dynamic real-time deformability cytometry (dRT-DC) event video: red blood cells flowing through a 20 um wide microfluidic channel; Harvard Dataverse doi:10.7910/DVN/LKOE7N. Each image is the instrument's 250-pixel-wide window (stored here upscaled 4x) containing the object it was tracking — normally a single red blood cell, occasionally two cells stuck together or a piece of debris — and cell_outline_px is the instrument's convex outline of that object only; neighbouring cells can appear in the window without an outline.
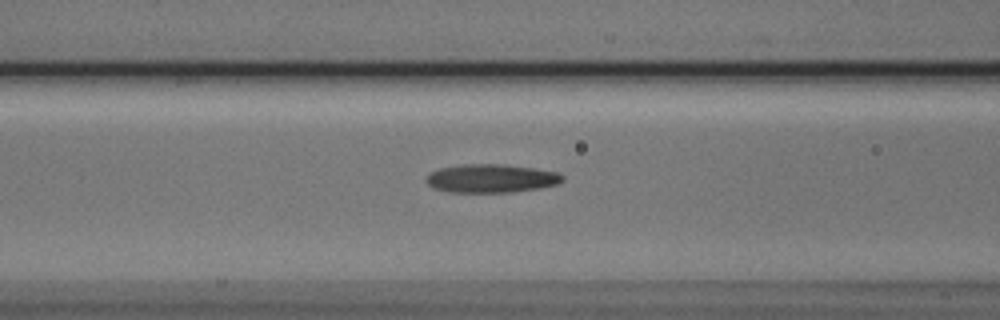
{"species": "Egyptian fruit bat (a non-hibernating species)", "species_latin": "Rousettus aegyptiacus", "temperature_condition": "cold", "stored_images_in_passage": 34, "camera_frame_rate_fps": 3000, "um_per_image_px": 0.085, "animal": {"sex": "male"}, "frame": {"image": 1, "passage_image": 5, "time_ms": 1.333, "image_size_px": [1000, 320], "cell_outline_px": [[564, 180], [560, 184], [540, 188], [512, 192], [448, 192], [432, 188], [424, 180], [428, 172], [440, 168], [460, 164], [504, 164], [536, 168], [560, 172], [564, 176]], "centroid_in_image_um": [41.76, 15.16], "position_along_channel_um": 124.8, "area_um2": 23.12}}
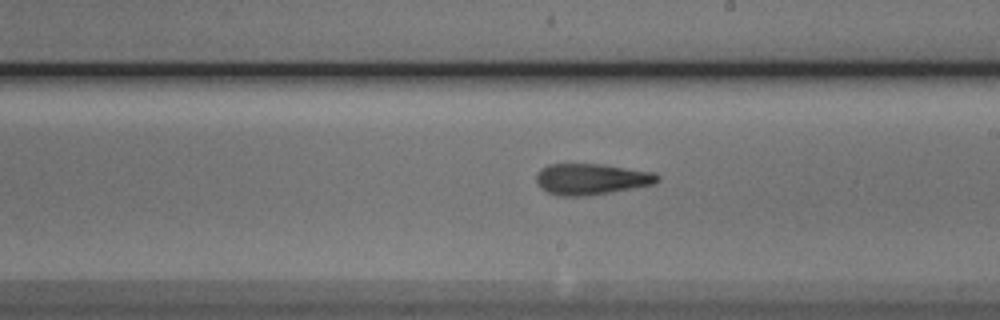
{"frame": {"image": 2, "passage_image": 14, "time_ms": 4.333, "image_size_px": [1000, 320], "cell_outline_px": [[660, 180], [656, 184], [588, 196], [560, 196], [548, 192], [540, 188], [536, 184], [536, 176], [540, 168], [548, 164], [604, 164], [652, 172], [660, 176]], "centroid_in_image_um": [50.25, 15.22], "position_along_channel_um": 238.7, "area_um2": 22.2}}
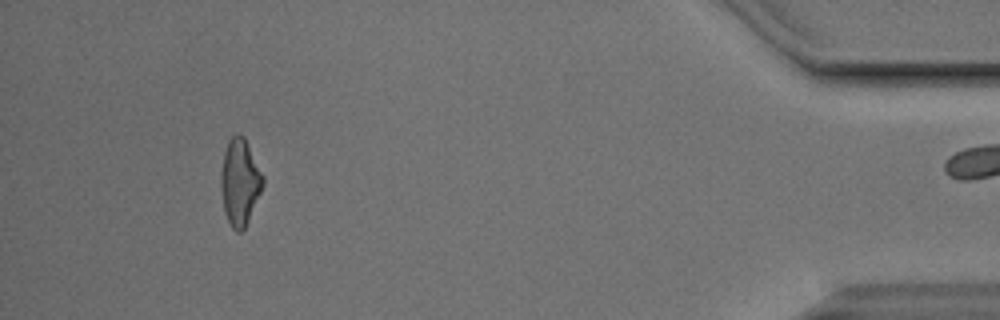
{"frame": {"image": 3, "passage_image": 33, "time_ms": 10.667, "image_size_px": [1000, 320], "cell_outline_px": [[264, 184], [248, 220], [244, 228], [240, 232], [236, 232], [232, 228], [224, 212], [220, 188], [220, 176], [224, 152], [228, 140], [236, 132], [244, 136], [264, 176]], "centroid_in_image_um": [20.37, 15.45], "position_along_channel_um": 414.8, "area_um2": 21.21}}